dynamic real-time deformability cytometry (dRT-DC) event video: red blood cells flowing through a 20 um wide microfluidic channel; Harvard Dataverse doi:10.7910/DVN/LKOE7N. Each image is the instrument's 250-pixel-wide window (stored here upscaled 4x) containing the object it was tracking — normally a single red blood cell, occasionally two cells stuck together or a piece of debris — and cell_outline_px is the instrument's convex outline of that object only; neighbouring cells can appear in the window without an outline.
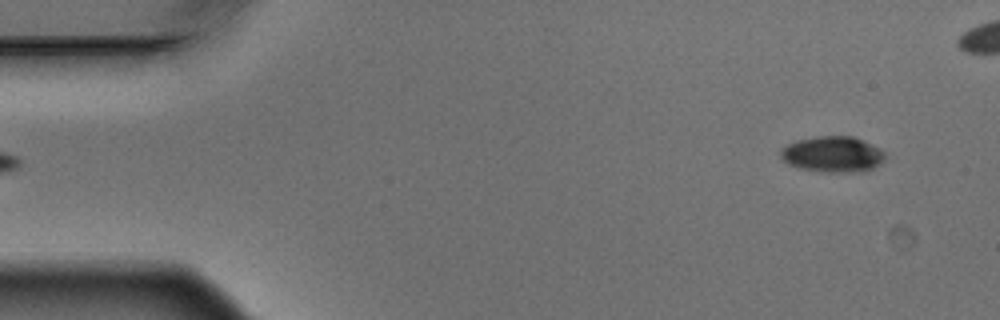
{"species": "Egyptian fruit bat (a non-hibernating species)", "species_latin": "Rousettus aegyptiacus", "temperature_condition": "warm", "stored_images_in_passage": 6, "segment_of_instrument_passage": [2, 2], "camera_frame_rate_fps": 3000, "um_per_image_px": 0.085, "animal": {"sex": "male"}, "frame": {"image": 1, "passage_image": 6, "time_ms": 1.667, "image_size_px": [1000, 320], "cell_outline_px": [[884, 160], [880, 164], [864, 172], [828, 172], [800, 168], [788, 164], [780, 156], [780, 152], [788, 144], [796, 140], [816, 136], [852, 136], [880, 148], [884, 152]], "centroid_in_image_um": [70.79, 13.11], "position_along_channel_um": 14.2, "area_um2": 21.73}}